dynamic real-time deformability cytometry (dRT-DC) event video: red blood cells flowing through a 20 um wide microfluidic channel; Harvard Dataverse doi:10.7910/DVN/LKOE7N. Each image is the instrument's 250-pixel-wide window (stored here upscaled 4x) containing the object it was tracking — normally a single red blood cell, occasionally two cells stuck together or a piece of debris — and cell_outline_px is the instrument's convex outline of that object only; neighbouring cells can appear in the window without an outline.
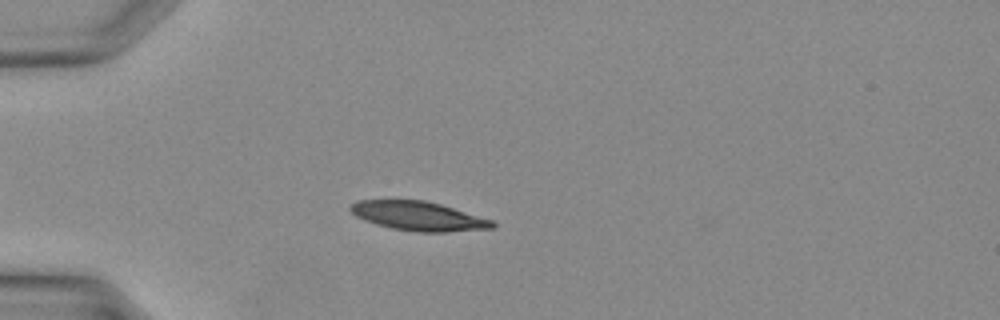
{"species": "Egyptian fruit bat (a non-hibernating species)", "species_latin": "Rousettus aegyptiacus", "temperature_condition": "warm", "stored_images_in_passage": 35, "camera_frame_rate_fps": 3000, "um_per_image_px": 0.085, "animal": {"sex": "female"}, "frame": {"image": 1, "passage_image": 8, "time_ms": 2.333, "image_size_px": [1000, 320], "cell_outline_px": [[496, 228], [448, 232], [416, 232], [392, 228], [376, 224], [356, 216], [348, 208], [352, 204], [360, 200], [424, 200], [440, 204], [492, 220], [496, 224]], "centroid_in_image_um": [35.59, 18.37], "position_along_channel_um": 49.4, "area_um2": 23.93}}
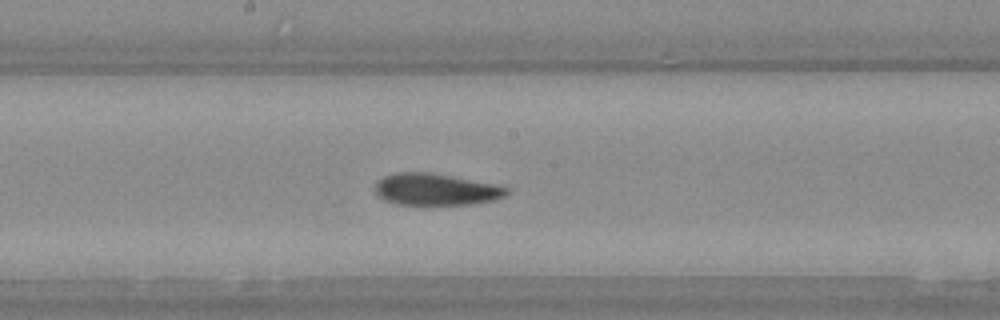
{"frame": {"image": 2, "passage_image": 18, "time_ms": 5.667, "image_size_px": [1000, 320], "cell_outline_px": [[508, 192], [504, 196], [492, 200], [472, 204], [396, 204], [384, 200], [376, 192], [376, 180], [384, 176], [396, 172], [432, 172], [492, 184], [508, 188]], "centroid_in_image_um": [36.99, 16.09], "position_along_channel_um": 211.2, "area_um2": 24.04}}
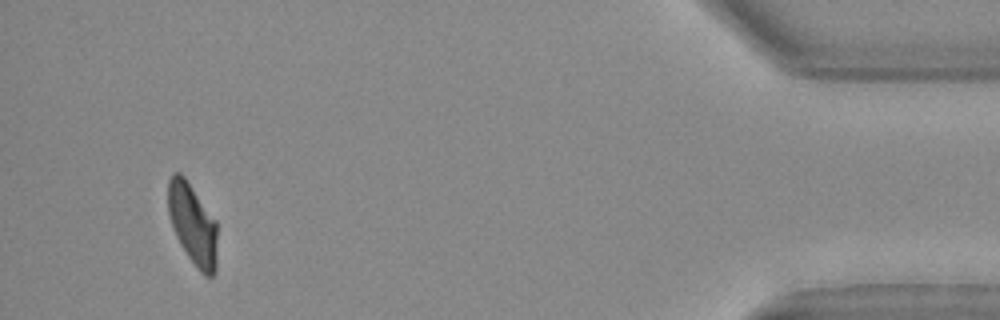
{"frame": {"image": 3, "passage_image": 33, "time_ms": 10.667, "image_size_px": [1000, 320], "cell_outline_px": [[216, 272], [212, 276], [204, 276], [200, 272], [188, 256], [176, 236], [168, 212], [168, 180], [172, 172], [180, 172], [184, 176], [216, 220]], "centroid_in_image_um": [16.37, 19.04], "position_along_channel_um": 418.8, "area_um2": 23.12}}